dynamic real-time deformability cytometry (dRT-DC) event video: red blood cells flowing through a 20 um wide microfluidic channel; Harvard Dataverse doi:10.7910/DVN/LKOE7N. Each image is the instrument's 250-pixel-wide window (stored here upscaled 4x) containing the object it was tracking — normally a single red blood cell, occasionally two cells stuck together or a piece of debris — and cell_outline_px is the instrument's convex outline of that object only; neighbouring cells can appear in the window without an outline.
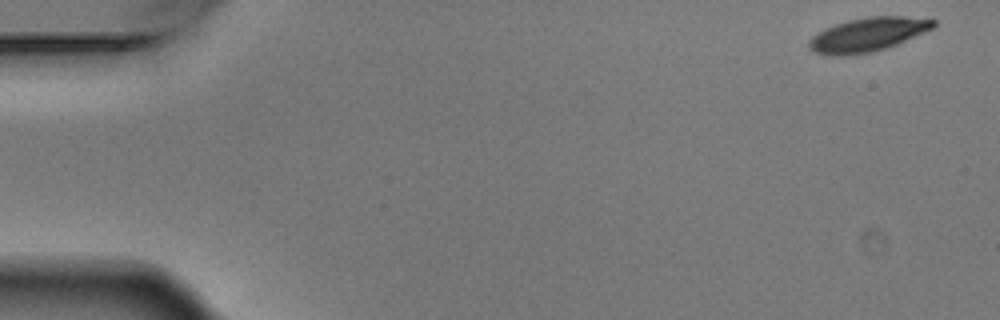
{"species": "Egyptian fruit bat (a non-hibernating species)", "species_latin": "Rousettus aegyptiacus", "temperature_condition": "warm", "stored_images_in_passage": 5, "camera_frame_rate_fps": 3000, "um_per_image_px": 0.085, "animal": {"sex": "male"}, "frame": {"image": 1, "passage_image": 1, "time_ms": 0.0, "image_size_px": [1000, 320], "cell_outline_px": [[936, 24], [932, 28], [924, 32], [896, 44], [884, 48], [868, 52], [840, 56], [832, 56], [816, 52], [808, 48], [808, 40], [812, 36], [824, 28], [848, 20], [868, 16], [904, 16], [936, 20]], "centroid_in_image_um": [73.72, 2.93], "position_along_channel_um": 11.3, "area_um2": 24.28}}
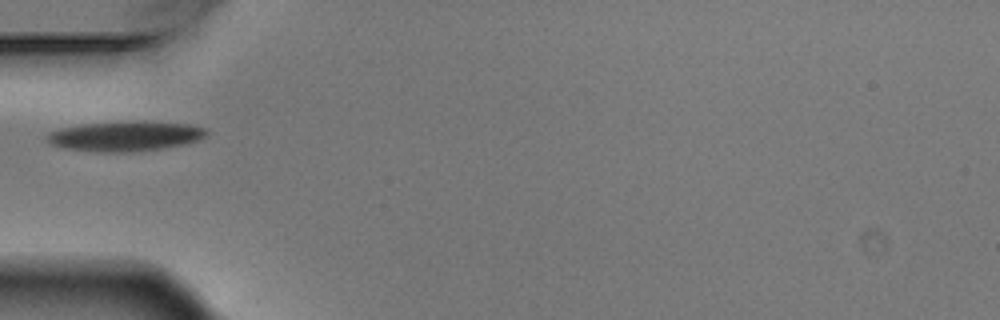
{"frame": {"image": 2, "passage_image": 5, "time_ms": 1.333, "image_size_px": [1000, 320], "cell_outline_px": [[208, 132], [204, 136], [188, 144], [164, 148], [132, 152], [100, 152], [64, 148], [52, 144], [44, 140], [44, 136], [48, 132], [60, 128], [80, 124], [144, 120], [192, 124], [204, 128]], "centroid_in_image_um": [10.63, 11.56], "position_along_channel_um": 74.4, "area_um2": 28.32}}